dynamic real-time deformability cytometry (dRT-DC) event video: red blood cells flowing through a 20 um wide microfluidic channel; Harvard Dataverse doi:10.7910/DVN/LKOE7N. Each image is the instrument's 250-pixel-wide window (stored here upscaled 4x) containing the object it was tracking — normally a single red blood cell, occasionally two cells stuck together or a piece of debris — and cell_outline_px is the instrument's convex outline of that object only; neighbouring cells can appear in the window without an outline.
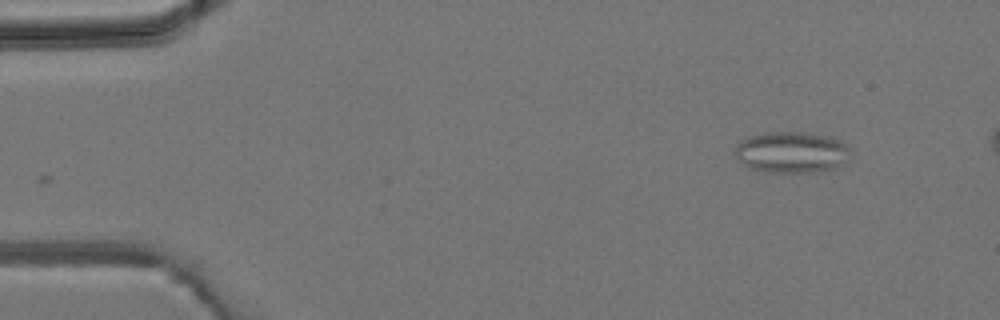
{"species": "common noctule bat (a hibernating species)", "species_latin": "Nyctalus noctula", "temperature_condition": "room temperature", "stored_images_in_passage": 5, "camera_frame_rate_fps": 3000, "um_per_image_px": 0.085, "animal": {"sex": "male", "body_mass_g": 19.2, "forearm_length_mm": 51.8}, "frame": {"image": 1, "passage_image": 2, "time_ms": 1.333, "image_size_px": [1000, 320], "cell_outline_px": [[848, 148], [840, 164], [836, 168], [808, 172], [768, 172], [748, 168], [736, 156], [736, 144], [740, 140], [764, 132], [800, 132], [828, 136], [844, 144]], "centroid_in_image_um": [67.18, 12.94], "position_along_channel_um": 17.8, "area_um2": 26.99}}